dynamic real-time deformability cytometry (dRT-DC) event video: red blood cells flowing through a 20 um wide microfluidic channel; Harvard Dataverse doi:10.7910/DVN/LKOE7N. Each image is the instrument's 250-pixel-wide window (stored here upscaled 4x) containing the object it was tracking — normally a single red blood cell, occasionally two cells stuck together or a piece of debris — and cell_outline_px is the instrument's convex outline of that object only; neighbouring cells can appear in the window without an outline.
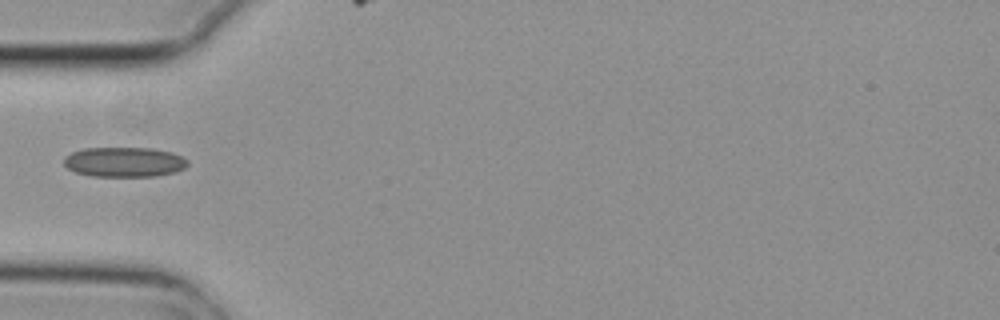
{"species": "common noctule bat (a hibernating species)", "species_latin": "Nyctalus noctula", "temperature_condition": "cold", "stored_images_in_passage": 3, "camera_frame_rate_fps": 3000, "um_per_image_px": 0.085, "animal": {"sex": "female", "body_mass_g": 29.2, "forearm_length_mm": 56.3}, "frame": {"image": 1, "passage_image": 1, "time_ms": 0.0, "image_size_px": [1000, 320], "cell_outline_px": [[188, 164], [184, 168], [176, 172], [156, 176], [92, 176], [76, 172], [68, 168], [64, 164], [64, 156], [72, 152], [84, 148], [152, 148], [172, 152], [188, 160]], "centroid_in_image_um": [10.57, 13.77], "position_along_channel_um": 74.4, "area_um2": 21.56}}
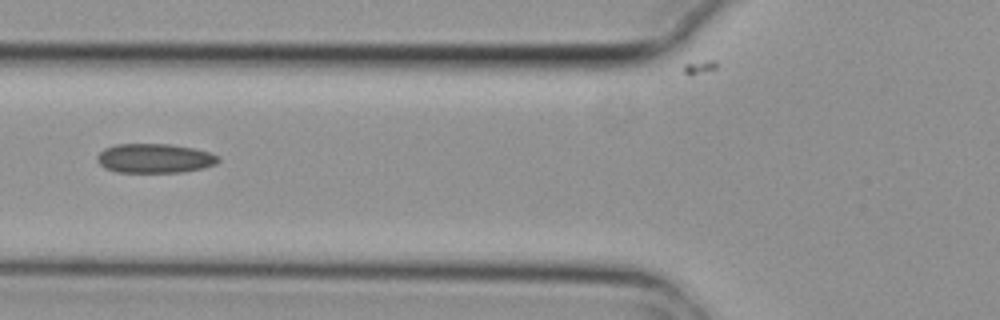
{"frame": {"image": 2, "passage_image": 2, "time_ms": 0.333, "image_size_px": [1000, 320], "cell_outline_px": [[220, 160], [216, 164], [204, 168], [184, 172], [116, 172], [104, 168], [96, 160], [96, 156], [104, 148], [116, 144], [168, 144], [192, 148], [208, 152], [220, 156]], "centroid_in_image_um": [13.14, 13.46], "position_along_channel_um": 112.7, "area_um2": 20.81}}